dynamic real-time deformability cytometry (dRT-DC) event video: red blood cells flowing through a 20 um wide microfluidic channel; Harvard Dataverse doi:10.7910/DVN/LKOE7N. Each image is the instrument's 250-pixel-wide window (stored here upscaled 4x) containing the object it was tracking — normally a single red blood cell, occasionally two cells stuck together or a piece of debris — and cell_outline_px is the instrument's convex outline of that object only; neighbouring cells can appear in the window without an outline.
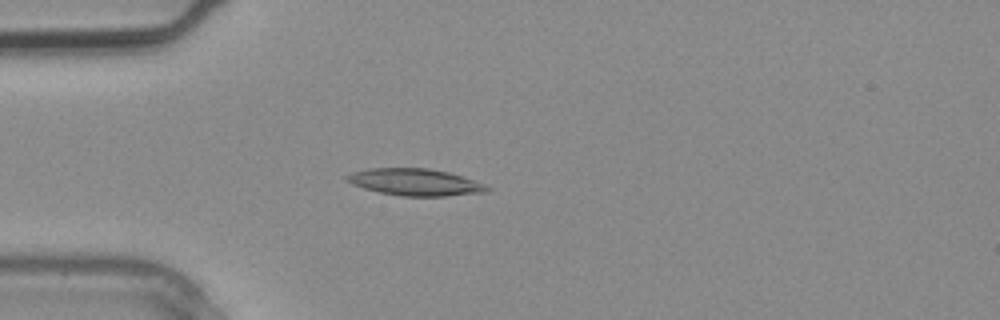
{"species": "common noctule bat (a hibernating species)", "species_latin": "Nyctalus noctula", "temperature_condition": "warm", "stored_images_in_passage": 2, "camera_frame_rate_fps": 3000, "um_per_image_px": 0.085, "animal": {"sex": "male", "body_mass_g": 20.4}, "frame": {"image": 1, "passage_image": 2, "time_ms": 0.333, "image_size_px": [1000, 320], "cell_outline_px": [[492, 188], [488, 192], [448, 196], [400, 196], [380, 192], [364, 188], [352, 184], [344, 180], [344, 176], [352, 172], [368, 168], [428, 168], [448, 172], [484, 184]], "centroid_in_image_um": [35.26, 15.48], "position_along_channel_um": 49.7, "area_um2": 22.02}}